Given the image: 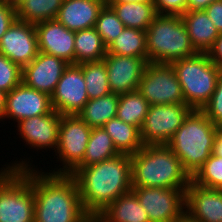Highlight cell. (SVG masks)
Instances as JSON below:
<instances>
[{"label": "cell", "mask_w": 222, "mask_h": 222, "mask_svg": "<svg viewBox=\"0 0 222 222\" xmlns=\"http://www.w3.org/2000/svg\"><path fill=\"white\" fill-rule=\"evenodd\" d=\"M141 1H153V0H116L115 2H141Z\"/></svg>", "instance_id": "45"}, {"label": "cell", "mask_w": 222, "mask_h": 222, "mask_svg": "<svg viewBox=\"0 0 222 222\" xmlns=\"http://www.w3.org/2000/svg\"><path fill=\"white\" fill-rule=\"evenodd\" d=\"M210 60L220 69H222V32L215 40L213 46L207 52Z\"/></svg>", "instance_id": "39"}, {"label": "cell", "mask_w": 222, "mask_h": 222, "mask_svg": "<svg viewBox=\"0 0 222 222\" xmlns=\"http://www.w3.org/2000/svg\"><path fill=\"white\" fill-rule=\"evenodd\" d=\"M17 18V11L5 0H0V41L2 36Z\"/></svg>", "instance_id": "37"}, {"label": "cell", "mask_w": 222, "mask_h": 222, "mask_svg": "<svg viewBox=\"0 0 222 222\" xmlns=\"http://www.w3.org/2000/svg\"><path fill=\"white\" fill-rule=\"evenodd\" d=\"M149 106L148 101L138 90L121 94L119 95L116 117L140 130L146 118Z\"/></svg>", "instance_id": "29"}, {"label": "cell", "mask_w": 222, "mask_h": 222, "mask_svg": "<svg viewBox=\"0 0 222 222\" xmlns=\"http://www.w3.org/2000/svg\"><path fill=\"white\" fill-rule=\"evenodd\" d=\"M82 72L89 100L111 93L104 60L82 63Z\"/></svg>", "instance_id": "30"}, {"label": "cell", "mask_w": 222, "mask_h": 222, "mask_svg": "<svg viewBox=\"0 0 222 222\" xmlns=\"http://www.w3.org/2000/svg\"><path fill=\"white\" fill-rule=\"evenodd\" d=\"M107 53L143 58L148 63L146 31L127 28L107 47Z\"/></svg>", "instance_id": "27"}, {"label": "cell", "mask_w": 222, "mask_h": 222, "mask_svg": "<svg viewBox=\"0 0 222 222\" xmlns=\"http://www.w3.org/2000/svg\"><path fill=\"white\" fill-rule=\"evenodd\" d=\"M0 169V222H34L31 168Z\"/></svg>", "instance_id": "7"}, {"label": "cell", "mask_w": 222, "mask_h": 222, "mask_svg": "<svg viewBox=\"0 0 222 222\" xmlns=\"http://www.w3.org/2000/svg\"><path fill=\"white\" fill-rule=\"evenodd\" d=\"M192 110L185 103L150 105L140 129L143 145L167 144Z\"/></svg>", "instance_id": "10"}, {"label": "cell", "mask_w": 222, "mask_h": 222, "mask_svg": "<svg viewBox=\"0 0 222 222\" xmlns=\"http://www.w3.org/2000/svg\"><path fill=\"white\" fill-rule=\"evenodd\" d=\"M119 154L103 127L92 128L83 161L78 167L99 163Z\"/></svg>", "instance_id": "28"}, {"label": "cell", "mask_w": 222, "mask_h": 222, "mask_svg": "<svg viewBox=\"0 0 222 222\" xmlns=\"http://www.w3.org/2000/svg\"><path fill=\"white\" fill-rule=\"evenodd\" d=\"M22 82V68L0 53V90L9 93Z\"/></svg>", "instance_id": "34"}, {"label": "cell", "mask_w": 222, "mask_h": 222, "mask_svg": "<svg viewBox=\"0 0 222 222\" xmlns=\"http://www.w3.org/2000/svg\"><path fill=\"white\" fill-rule=\"evenodd\" d=\"M148 62L171 63L198 53L179 15H157L146 30Z\"/></svg>", "instance_id": "5"}, {"label": "cell", "mask_w": 222, "mask_h": 222, "mask_svg": "<svg viewBox=\"0 0 222 222\" xmlns=\"http://www.w3.org/2000/svg\"><path fill=\"white\" fill-rule=\"evenodd\" d=\"M64 0H27L17 11L18 19L36 24L56 19Z\"/></svg>", "instance_id": "31"}, {"label": "cell", "mask_w": 222, "mask_h": 222, "mask_svg": "<svg viewBox=\"0 0 222 222\" xmlns=\"http://www.w3.org/2000/svg\"><path fill=\"white\" fill-rule=\"evenodd\" d=\"M39 52L64 59L75 64V31L67 29L57 19L34 24Z\"/></svg>", "instance_id": "17"}, {"label": "cell", "mask_w": 222, "mask_h": 222, "mask_svg": "<svg viewBox=\"0 0 222 222\" xmlns=\"http://www.w3.org/2000/svg\"><path fill=\"white\" fill-rule=\"evenodd\" d=\"M94 28L105 46L108 47L124 30L125 25L109 5H104L99 12Z\"/></svg>", "instance_id": "33"}, {"label": "cell", "mask_w": 222, "mask_h": 222, "mask_svg": "<svg viewBox=\"0 0 222 222\" xmlns=\"http://www.w3.org/2000/svg\"><path fill=\"white\" fill-rule=\"evenodd\" d=\"M0 53L21 68L38 54V40L34 24L16 19L0 41Z\"/></svg>", "instance_id": "13"}, {"label": "cell", "mask_w": 222, "mask_h": 222, "mask_svg": "<svg viewBox=\"0 0 222 222\" xmlns=\"http://www.w3.org/2000/svg\"><path fill=\"white\" fill-rule=\"evenodd\" d=\"M76 181L84 211L97 217L119 196L132 190L131 157L119 154L70 174Z\"/></svg>", "instance_id": "2"}, {"label": "cell", "mask_w": 222, "mask_h": 222, "mask_svg": "<svg viewBox=\"0 0 222 222\" xmlns=\"http://www.w3.org/2000/svg\"><path fill=\"white\" fill-rule=\"evenodd\" d=\"M212 155L222 157V131L220 129L214 138Z\"/></svg>", "instance_id": "41"}, {"label": "cell", "mask_w": 222, "mask_h": 222, "mask_svg": "<svg viewBox=\"0 0 222 222\" xmlns=\"http://www.w3.org/2000/svg\"><path fill=\"white\" fill-rule=\"evenodd\" d=\"M201 111L218 127L222 126V72L218 78L216 89Z\"/></svg>", "instance_id": "35"}, {"label": "cell", "mask_w": 222, "mask_h": 222, "mask_svg": "<svg viewBox=\"0 0 222 222\" xmlns=\"http://www.w3.org/2000/svg\"><path fill=\"white\" fill-rule=\"evenodd\" d=\"M182 87L185 104L201 110L212 97L222 69L218 68L206 52L171 62Z\"/></svg>", "instance_id": "6"}, {"label": "cell", "mask_w": 222, "mask_h": 222, "mask_svg": "<svg viewBox=\"0 0 222 222\" xmlns=\"http://www.w3.org/2000/svg\"><path fill=\"white\" fill-rule=\"evenodd\" d=\"M6 96L7 93L0 90V119L3 121V116L6 108Z\"/></svg>", "instance_id": "42"}, {"label": "cell", "mask_w": 222, "mask_h": 222, "mask_svg": "<svg viewBox=\"0 0 222 222\" xmlns=\"http://www.w3.org/2000/svg\"><path fill=\"white\" fill-rule=\"evenodd\" d=\"M97 217L102 222H150L146 210L132 190L119 196Z\"/></svg>", "instance_id": "22"}, {"label": "cell", "mask_w": 222, "mask_h": 222, "mask_svg": "<svg viewBox=\"0 0 222 222\" xmlns=\"http://www.w3.org/2000/svg\"><path fill=\"white\" fill-rule=\"evenodd\" d=\"M190 40L198 52H208L219 32L204 10L186 11L181 15Z\"/></svg>", "instance_id": "21"}, {"label": "cell", "mask_w": 222, "mask_h": 222, "mask_svg": "<svg viewBox=\"0 0 222 222\" xmlns=\"http://www.w3.org/2000/svg\"><path fill=\"white\" fill-rule=\"evenodd\" d=\"M219 129L201 110L193 109L167 143L191 177L211 156Z\"/></svg>", "instance_id": "4"}, {"label": "cell", "mask_w": 222, "mask_h": 222, "mask_svg": "<svg viewBox=\"0 0 222 222\" xmlns=\"http://www.w3.org/2000/svg\"><path fill=\"white\" fill-rule=\"evenodd\" d=\"M21 160L3 169L31 168V187L35 198L34 222H85L90 217L82 207L77 183L71 175L35 170V166L31 167L28 160Z\"/></svg>", "instance_id": "1"}, {"label": "cell", "mask_w": 222, "mask_h": 222, "mask_svg": "<svg viewBox=\"0 0 222 222\" xmlns=\"http://www.w3.org/2000/svg\"><path fill=\"white\" fill-rule=\"evenodd\" d=\"M109 6L127 28L146 31L157 16L153 1L113 2Z\"/></svg>", "instance_id": "23"}, {"label": "cell", "mask_w": 222, "mask_h": 222, "mask_svg": "<svg viewBox=\"0 0 222 222\" xmlns=\"http://www.w3.org/2000/svg\"><path fill=\"white\" fill-rule=\"evenodd\" d=\"M157 15H179L187 11L188 0H153Z\"/></svg>", "instance_id": "36"}, {"label": "cell", "mask_w": 222, "mask_h": 222, "mask_svg": "<svg viewBox=\"0 0 222 222\" xmlns=\"http://www.w3.org/2000/svg\"><path fill=\"white\" fill-rule=\"evenodd\" d=\"M107 67L109 87L114 94H126L138 89L147 62L140 57L107 53L103 58Z\"/></svg>", "instance_id": "15"}, {"label": "cell", "mask_w": 222, "mask_h": 222, "mask_svg": "<svg viewBox=\"0 0 222 222\" xmlns=\"http://www.w3.org/2000/svg\"><path fill=\"white\" fill-rule=\"evenodd\" d=\"M191 181L204 188L222 190V157L211 154L191 177Z\"/></svg>", "instance_id": "32"}, {"label": "cell", "mask_w": 222, "mask_h": 222, "mask_svg": "<svg viewBox=\"0 0 222 222\" xmlns=\"http://www.w3.org/2000/svg\"><path fill=\"white\" fill-rule=\"evenodd\" d=\"M15 11H18L27 0H5Z\"/></svg>", "instance_id": "43"}, {"label": "cell", "mask_w": 222, "mask_h": 222, "mask_svg": "<svg viewBox=\"0 0 222 222\" xmlns=\"http://www.w3.org/2000/svg\"><path fill=\"white\" fill-rule=\"evenodd\" d=\"M176 222H199L192 219L187 213H184Z\"/></svg>", "instance_id": "44"}, {"label": "cell", "mask_w": 222, "mask_h": 222, "mask_svg": "<svg viewBox=\"0 0 222 222\" xmlns=\"http://www.w3.org/2000/svg\"><path fill=\"white\" fill-rule=\"evenodd\" d=\"M68 65L69 63L62 58L39 52L29 64L22 68V82L51 97Z\"/></svg>", "instance_id": "16"}, {"label": "cell", "mask_w": 222, "mask_h": 222, "mask_svg": "<svg viewBox=\"0 0 222 222\" xmlns=\"http://www.w3.org/2000/svg\"><path fill=\"white\" fill-rule=\"evenodd\" d=\"M103 128L111 137L115 148L120 154L132 155L143 147L140 130L117 117L106 122Z\"/></svg>", "instance_id": "24"}, {"label": "cell", "mask_w": 222, "mask_h": 222, "mask_svg": "<svg viewBox=\"0 0 222 222\" xmlns=\"http://www.w3.org/2000/svg\"><path fill=\"white\" fill-rule=\"evenodd\" d=\"M150 222H176L185 213V191L162 187H132Z\"/></svg>", "instance_id": "11"}, {"label": "cell", "mask_w": 222, "mask_h": 222, "mask_svg": "<svg viewBox=\"0 0 222 222\" xmlns=\"http://www.w3.org/2000/svg\"><path fill=\"white\" fill-rule=\"evenodd\" d=\"M75 64L103 60L107 47L95 28L75 31Z\"/></svg>", "instance_id": "26"}, {"label": "cell", "mask_w": 222, "mask_h": 222, "mask_svg": "<svg viewBox=\"0 0 222 222\" xmlns=\"http://www.w3.org/2000/svg\"><path fill=\"white\" fill-rule=\"evenodd\" d=\"M91 130L78 115H61L56 156L64 166L50 174L70 175L82 163Z\"/></svg>", "instance_id": "8"}, {"label": "cell", "mask_w": 222, "mask_h": 222, "mask_svg": "<svg viewBox=\"0 0 222 222\" xmlns=\"http://www.w3.org/2000/svg\"><path fill=\"white\" fill-rule=\"evenodd\" d=\"M60 121L61 115L53 109L49 114L23 119L16 127L29 148H53L56 154Z\"/></svg>", "instance_id": "18"}, {"label": "cell", "mask_w": 222, "mask_h": 222, "mask_svg": "<svg viewBox=\"0 0 222 222\" xmlns=\"http://www.w3.org/2000/svg\"><path fill=\"white\" fill-rule=\"evenodd\" d=\"M118 101L119 95L112 92L90 99L77 115L91 128L103 127L106 122L116 117Z\"/></svg>", "instance_id": "25"}, {"label": "cell", "mask_w": 222, "mask_h": 222, "mask_svg": "<svg viewBox=\"0 0 222 222\" xmlns=\"http://www.w3.org/2000/svg\"><path fill=\"white\" fill-rule=\"evenodd\" d=\"M130 157L132 187H162L186 191L191 182V176L167 144L143 145Z\"/></svg>", "instance_id": "3"}, {"label": "cell", "mask_w": 222, "mask_h": 222, "mask_svg": "<svg viewBox=\"0 0 222 222\" xmlns=\"http://www.w3.org/2000/svg\"><path fill=\"white\" fill-rule=\"evenodd\" d=\"M214 1L218 0H188L187 11L205 10Z\"/></svg>", "instance_id": "40"}, {"label": "cell", "mask_w": 222, "mask_h": 222, "mask_svg": "<svg viewBox=\"0 0 222 222\" xmlns=\"http://www.w3.org/2000/svg\"><path fill=\"white\" fill-rule=\"evenodd\" d=\"M103 6L99 0H64L56 19L71 31L94 28Z\"/></svg>", "instance_id": "20"}, {"label": "cell", "mask_w": 222, "mask_h": 222, "mask_svg": "<svg viewBox=\"0 0 222 222\" xmlns=\"http://www.w3.org/2000/svg\"><path fill=\"white\" fill-rule=\"evenodd\" d=\"M103 5H110L111 3L115 2L116 0H99Z\"/></svg>", "instance_id": "47"}, {"label": "cell", "mask_w": 222, "mask_h": 222, "mask_svg": "<svg viewBox=\"0 0 222 222\" xmlns=\"http://www.w3.org/2000/svg\"><path fill=\"white\" fill-rule=\"evenodd\" d=\"M85 222H102L98 217H89Z\"/></svg>", "instance_id": "46"}, {"label": "cell", "mask_w": 222, "mask_h": 222, "mask_svg": "<svg viewBox=\"0 0 222 222\" xmlns=\"http://www.w3.org/2000/svg\"><path fill=\"white\" fill-rule=\"evenodd\" d=\"M52 110L51 97L48 94L21 82L7 93L3 119L7 117L18 123L23 119L49 114Z\"/></svg>", "instance_id": "14"}, {"label": "cell", "mask_w": 222, "mask_h": 222, "mask_svg": "<svg viewBox=\"0 0 222 222\" xmlns=\"http://www.w3.org/2000/svg\"><path fill=\"white\" fill-rule=\"evenodd\" d=\"M185 213L199 222H222V190L191 181L185 191Z\"/></svg>", "instance_id": "19"}, {"label": "cell", "mask_w": 222, "mask_h": 222, "mask_svg": "<svg viewBox=\"0 0 222 222\" xmlns=\"http://www.w3.org/2000/svg\"><path fill=\"white\" fill-rule=\"evenodd\" d=\"M137 90L149 105L185 103L171 63L148 62Z\"/></svg>", "instance_id": "9"}, {"label": "cell", "mask_w": 222, "mask_h": 222, "mask_svg": "<svg viewBox=\"0 0 222 222\" xmlns=\"http://www.w3.org/2000/svg\"><path fill=\"white\" fill-rule=\"evenodd\" d=\"M88 101L82 64H69L51 95L52 108L60 115H77Z\"/></svg>", "instance_id": "12"}, {"label": "cell", "mask_w": 222, "mask_h": 222, "mask_svg": "<svg viewBox=\"0 0 222 222\" xmlns=\"http://www.w3.org/2000/svg\"><path fill=\"white\" fill-rule=\"evenodd\" d=\"M219 33L222 32V0L212 2L205 10Z\"/></svg>", "instance_id": "38"}]
</instances>
